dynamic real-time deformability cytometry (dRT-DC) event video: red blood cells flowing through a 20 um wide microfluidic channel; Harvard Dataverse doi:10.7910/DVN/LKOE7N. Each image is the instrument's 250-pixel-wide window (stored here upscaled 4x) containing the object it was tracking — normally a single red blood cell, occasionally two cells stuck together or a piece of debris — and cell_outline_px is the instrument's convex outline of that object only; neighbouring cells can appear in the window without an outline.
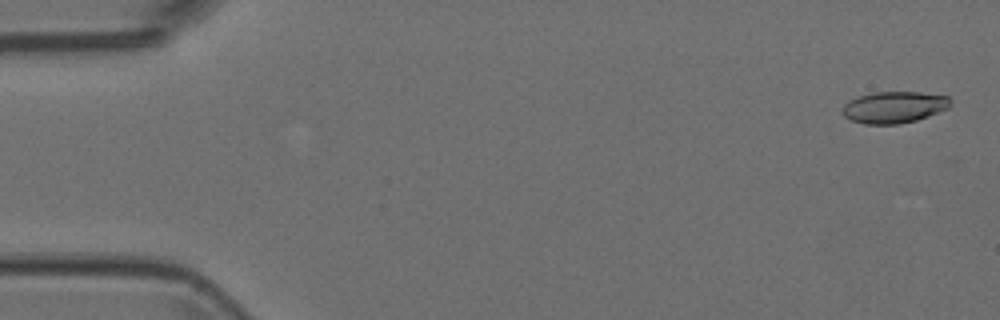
{"species": "Egyptian fruit bat (a non-hibernating species)", "species_latin": "Rousettus aegyptiacus", "temperature_condition": "room temperature", "stored_images_in_passage": 5, "camera_frame_rate_fps": 3000, "um_per_image_px": 0.085, "animal": {"sex": "female"}, "frame": {"image": 1, "passage_image": 1, "time_ms": 0.0, "image_size_px": [1000, 320], "cell_outline_px": [[952, 104], [948, 108], [928, 116], [916, 120], [900, 124], [864, 124], [852, 120], [844, 116], [840, 112], [844, 104], [848, 100], [872, 92], [920, 92], [948, 96], [952, 100]], "centroid_in_image_um": [75.99, 9.11], "position_along_channel_um": 9.0, "area_um2": 20.06}}
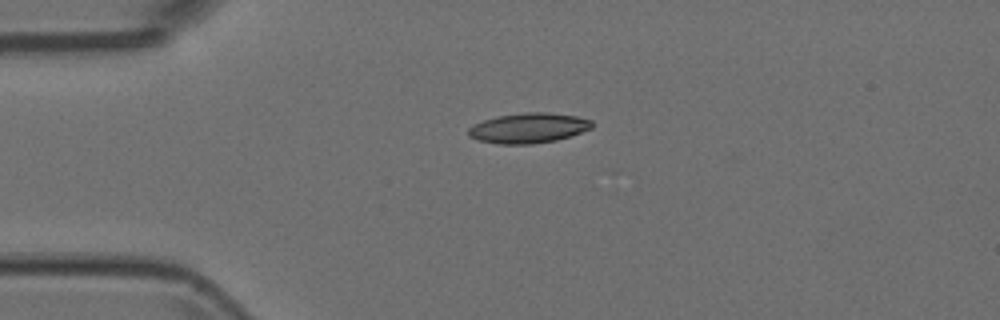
{"frame": {"image": 2, "passage_image": 4, "time_ms": 1.0, "image_size_px": [1000, 320], "cell_outline_px": [[592, 128], [572, 136], [556, 140], [532, 144], [500, 144], [480, 140], [468, 136], [468, 128], [472, 124], [496, 116], [528, 112], [548, 112], [576, 116], [592, 120]], "centroid_in_image_um": [44.93, 10.88], "position_along_channel_um": 40.1, "area_um2": 21.73}}